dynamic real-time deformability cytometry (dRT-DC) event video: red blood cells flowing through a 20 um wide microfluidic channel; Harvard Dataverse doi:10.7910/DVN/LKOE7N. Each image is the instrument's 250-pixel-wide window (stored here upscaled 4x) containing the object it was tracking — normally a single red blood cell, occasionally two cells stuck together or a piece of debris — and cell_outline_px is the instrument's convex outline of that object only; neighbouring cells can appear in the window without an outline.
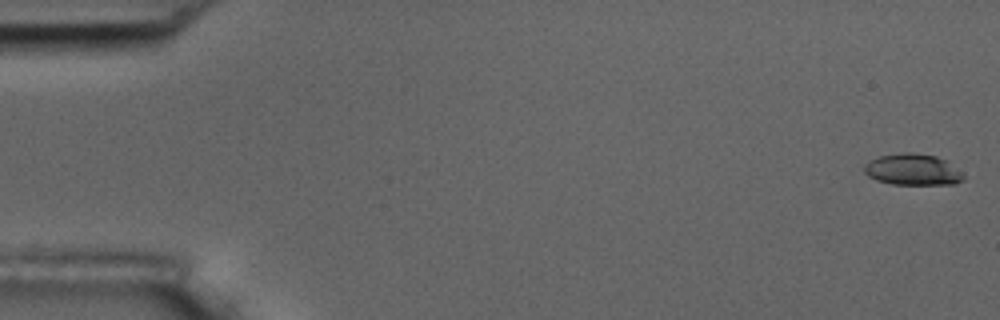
{"species": "common noctule bat (a hibernating species)", "species_latin": "Nyctalus noctula", "temperature_condition": "room temperature", "stored_images_in_passage": 56, "camera_frame_rate_fps": 3000, "um_per_image_px": 0.085, "animal": {"sex": "male", "body_mass_g": 17.5, "forearm_length_mm": 52.3}, "frame": {"image": 1, "passage_image": 1, "time_ms": 0.0, "image_size_px": [1000, 320], "cell_outline_px": [[964, 180], [952, 184], [892, 184], [876, 180], [868, 176], [864, 172], [864, 164], [868, 160], [880, 156], [904, 152], [912, 152], [936, 156], [948, 160], [964, 176]], "centroid_in_image_um": [77.56, 14.4], "position_along_channel_um": 7.4, "area_um2": 18.21}}
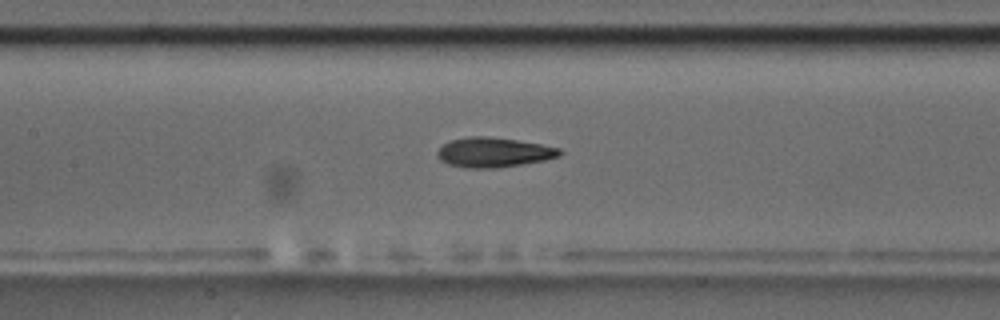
{"frame": {"image": 2, "passage_image": 26, "time_ms": 8.333, "image_size_px": [1000, 320], "cell_outline_px": [[564, 152], [560, 156], [544, 160], [496, 168], [468, 168], [448, 164], [440, 160], [436, 156], [436, 152], [444, 144], [452, 140], [468, 136], [488, 136], [516, 140], [540, 144], [560, 148]], "centroid_in_image_um": [41.96, 12.95], "position_along_channel_um": 165.4, "area_um2": 21.15}}
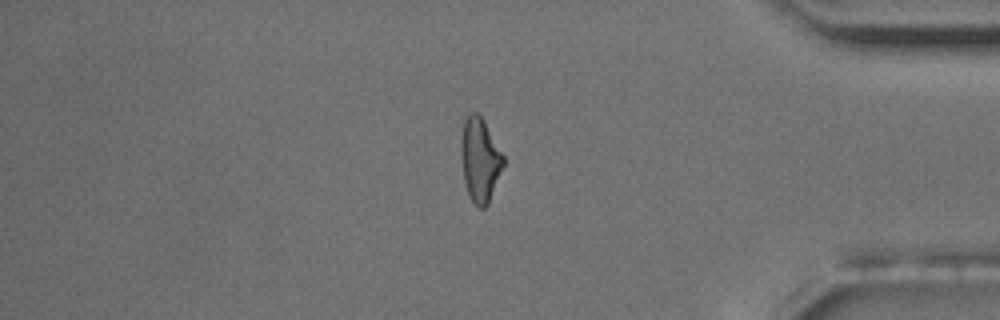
{"frame": {"image": 3, "passage_image": 47, "time_ms": 15.333, "image_size_px": [1000, 320], "cell_outline_px": [[504, 164], [488, 204], [484, 208], [480, 208], [468, 196], [464, 180], [460, 152], [460, 136], [464, 120], [468, 112], [476, 112], [484, 120], [504, 156]], "centroid_in_image_um": [40.77, 13.54], "position_along_channel_um": 394.4, "area_um2": 20.81}, "authors_computed_cell_mechanics": {"area_um2": 20.4901, "velocity_mm_per_s": 3.6637, "shape_relaxation_time_tau1_ms": 4.3391, "shape_relaxation_time_tau2_ms": 2.3061, "deformation_change_tau1": 0.1717, "deformation_change_tau2": 0.1122}}